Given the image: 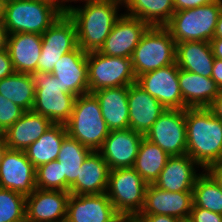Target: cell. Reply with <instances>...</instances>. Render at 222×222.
Wrapping results in <instances>:
<instances>
[{
    "label": "cell",
    "instance_id": "6da1fadb",
    "mask_svg": "<svg viewBox=\"0 0 222 222\" xmlns=\"http://www.w3.org/2000/svg\"><path fill=\"white\" fill-rule=\"evenodd\" d=\"M186 154L205 170L222 161V120L207 107L186 108Z\"/></svg>",
    "mask_w": 222,
    "mask_h": 222
},
{
    "label": "cell",
    "instance_id": "7a4b0ae2",
    "mask_svg": "<svg viewBox=\"0 0 222 222\" xmlns=\"http://www.w3.org/2000/svg\"><path fill=\"white\" fill-rule=\"evenodd\" d=\"M83 7H72L66 11L76 26L77 44L85 52L99 51L112 27L121 17L118 4L123 0H90Z\"/></svg>",
    "mask_w": 222,
    "mask_h": 222
},
{
    "label": "cell",
    "instance_id": "3957f363",
    "mask_svg": "<svg viewBox=\"0 0 222 222\" xmlns=\"http://www.w3.org/2000/svg\"><path fill=\"white\" fill-rule=\"evenodd\" d=\"M63 13L54 0H9L0 6L8 34H43Z\"/></svg>",
    "mask_w": 222,
    "mask_h": 222
},
{
    "label": "cell",
    "instance_id": "277c9868",
    "mask_svg": "<svg viewBox=\"0 0 222 222\" xmlns=\"http://www.w3.org/2000/svg\"><path fill=\"white\" fill-rule=\"evenodd\" d=\"M65 126L70 137L92 151H98L110 133L99 100L93 93L76 97L71 117Z\"/></svg>",
    "mask_w": 222,
    "mask_h": 222
},
{
    "label": "cell",
    "instance_id": "5b68a950",
    "mask_svg": "<svg viewBox=\"0 0 222 222\" xmlns=\"http://www.w3.org/2000/svg\"><path fill=\"white\" fill-rule=\"evenodd\" d=\"M131 62L135 76L176 63V42L165 26H150L134 49Z\"/></svg>",
    "mask_w": 222,
    "mask_h": 222
},
{
    "label": "cell",
    "instance_id": "8992f818",
    "mask_svg": "<svg viewBox=\"0 0 222 222\" xmlns=\"http://www.w3.org/2000/svg\"><path fill=\"white\" fill-rule=\"evenodd\" d=\"M222 0L192 9L175 11L165 26L176 43L206 41L214 38Z\"/></svg>",
    "mask_w": 222,
    "mask_h": 222
},
{
    "label": "cell",
    "instance_id": "52a82bcc",
    "mask_svg": "<svg viewBox=\"0 0 222 222\" xmlns=\"http://www.w3.org/2000/svg\"><path fill=\"white\" fill-rule=\"evenodd\" d=\"M35 85L32 111L47 117L53 124H66L73 111L76 96L62 91V86L52 73L31 74Z\"/></svg>",
    "mask_w": 222,
    "mask_h": 222
},
{
    "label": "cell",
    "instance_id": "ba28073f",
    "mask_svg": "<svg viewBox=\"0 0 222 222\" xmlns=\"http://www.w3.org/2000/svg\"><path fill=\"white\" fill-rule=\"evenodd\" d=\"M148 184L133 167L109 171L106 194L119 215H139Z\"/></svg>",
    "mask_w": 222,
    "mask_h": 222
},
{
    "label": "cell",
    "instance_id": "9c48e42d",
    "mask_svg": "<svg viewBox=\"0 0 222 222\" xmlns=\"http://www.w3.org/2000/svg\"><path fill=\"white\" fill-rule=\"evenodd\" d=\"M87 70L89 93L136 83L131 58L103 55L99 51L88 52Z\"/></svg>",
    "mask_w": 222,
    "mask_h": 222
},
{
    "label": "cell",
    "instance_id": "30bf717a",
    "mask_svg": "<svg viewBox=\"0 0 222 222\" xmlns=\"http://www.w3.org/2000/svg\"><path fill=\"white\" fill-rule=\"evenodd\" d=\"M37 72L52 73L55 63L77 46L76 26L64 12L43 34Z\"/></svg>",
    "mask_w": 222,
    "mask_h": 222
},
{
    "label": "cell",
    "instance_id": "8fae6325",
    "mask_svg": "<svg viewBox=\"0 0 222 222\" xmlns=\"http://www.w3.org/2000/svg\"><path fill=\"white\" fill-rule=\"evenodd\" d=\"M169 156L186 154L187 132L185 109H166L145 135Z\"/></svg>",
    "mask_w": 222,
    "mask_h": 222
},
{
    "label": "cell",
    "instance_id": "7c38bea8",
    "mask_svg": "<svg viewBox=\"0 0 222 222\" xmlns=\"http://www.w3.org/2000/svg\"><path fill=\"white\" fill-rule=\"evenodd\" d=\"M176 63L136 77V84L157 99L166 109H186L179 86Z\"/></svg>",
    "mask_w": 222,
    "mask_h": 222
},
{
    "label": "cell",
    "instance_id": "4fadbf2b",
    "mask_svg": "<svg viewBox=\"0 0 222 222\" xmlns=\"http://www.w3.org/2000/svg\"><path fill=\"white\" fill-rule=\"evenodd\" d=\"M0 188L16 191L25 197L36 189V168L25 151L7 149L0 163Z\"/></svg>",
    "mask_w": 222,
    "mask_h": 222
},
{
    "label": "cell",
    "instance_id": "5bb4252c",
    "mask_svg": "<svg viewBox=\"0 0 222 222\" xmlns=\"http://www.w3.org/2000/svg\"><path fill=\"white\" fill-rule=\"evenodd\" d=\"M149 27L139 18L121 14L99 52L108 56L131 58L134 49Z\"/></svg>",
    "mask_w": 222,
    "mask_h": 222
},
{
    "label": "cell",
    "instance_id": "9a60e30c",
    "mask_svg": "<svg viewBox=\"0 0 222 222\" xmlns=\"http://www.w3.org/2000/svg\"><path fill=\"white\" fill-rule=\"evenodd\" d=\"M145 136L130 128L110 131L98 152L110 170L133 167Z\"/></svg>",
    "mask_w": 222,
    "mask_h": 222
},
{
    "label": "cell",
    "instance_id": "2e32d148",
    "mask_svg": "<svg viewBox=\"0 0 222 222\" xmlns=\"http://www.w3.org/2000/svg\"><path fill=\"white\" fill-rule=\"evenodd\" d=\"M192 206L193 192H169L148 184L144 207L139 215L160 214L187 220Z\"/></svg>",
    "mask_w": 222,
    "mask_h": 222
},
{
    "label": "cell",
    "instance_id": "e0dca14e",
    "mask_svg": "<svg viewBox=\"0 0 222 222\" xmlns=\"http://www.w3.org/2000/svg\"><path fill=\"white\" fill-rule=\"evenodd\" d=\"M69 196L67 191L36 188L26 196V221L65 222Z\"/></svg>",
    "mask_w": 222,
    "mask_h": 222
},
{
    "label": "cell",
    "instance_id": "ac0fdd59",
    "mask_svg": "<svg viewBox=\"0 0 222 222\" xmlns=\"http://www.w3.org/2000/svg\"><path fill=\"white\" fill-rule=\"evenodd\" d=\"M87 57L88 53L77 46L55 63L52 74L58 79L63 92L76 97L89 93Z\"/></svg>",
    "mask_w": 222,
    "mask_h": 222
},
{
    "label": "cell",
    "instance_id": "d6986e66",
    "mask_svg": "<svg viewBox=\"0 0 222 222\" xmlns=\"http://www.w3.org/2000/svg\"><path fill=\"white\" fill-rule=\"evenodd\" d=\"M118 216L106 193L70 194L65 222H113Z\"/></svg>",
    "mask_w": 222,
    "mask_h": 222
},
{
    "label": "cell",
    "instance_id": "ffe728a7",
    "mask_svg": "<svg viewBox=\"0 0 222 222\" xmlns=\"http://www.w3.org/2000/svg\"><path fill=\"white\" fill-rule=\"evenodd\" d=\"M128 105L129 128L144 136L166 110L157 99L136 83L129 85Z\"/></svg>",
    "mask_w": 222,
    "mask_h": 222
},
{
    "label": "cell",
    "instance_id": "44dd1931",
    "mask_svg": "<svg viewBox=\"0 0 222 222\" xmlns=\"http://www.w3.org/2000/svg\"><path fill=\"white\" fill-rule=\"evenodd\" d=\"M195 165L187 154L170 156L154 185L169 192H193L197 177Z\"/></svg>",
    "mask_w": 222,
    "mask_h": 222
},
{
    "label": "cell",
    "instance_id": "7402d4cb",
    "mask_svg": "<svg viewBox=\"0 0 222 222\" xmlns=\"http://www.w3.org/2000/svg\"><path fill=\"white\" fill-rule=\"evenodd\" d=\"M109 167L98 151H92L81 165L76 181L70 186L69 193L92 195L106 193Z\"/></svg>",
    "mask_w": 222,
    "mask_h": 222
},
{
    "label": "cell",
    "instance_id": "603a6c76",
    "mask_svg": "<svg viewBox=\"0 0 222 222\" xmlns=\"http://www.w3.org/2000/svg\"><path fill=\"white\" fill-rule=\"evenodd\" d=\"M53 123L45 116L34 111H25L24 114L2 135L8 149L25 151L37 141Z\"/></svg>",
    "mask_w": 222,
    "mask_h": 222
},
{
    "label": "cell",
    "instance_id": "cb8c5ba5",
    "mask_svg": "<svg viewBox=\"0 0 222 222\" xmlns=\"http://www.w3.org/2000/svg\"><path fill=\"white\" fill-rule=\"evenodd\" d=\"M42 50V37L37 33H14L8 35L7 51L15 72H37Z\"/></svg>",
    "mask_w": 222,
    "mask_h": 222
},
{
    "label": "cell",
    "instance_id": "d4e9b609",
    "mask_svg": "<svg viewBox=\"0 0 222 222\" xmlns=\"http://www.w3.org/2000/svg\"><path fill=\"white\" fill-rule=\"evenodd\" d=\"M129 86L103 88L93 92L99 100L103 118L110 131L129 128Z\"/></svg>",
    "mask_w": 222,
    "mask_h": 222
},
{
    "label": "cell",
    "instance_id": "484cf974",
    "mask_svg": "<svg viewBox=\"0 0 222 222\" xmlns=\"http://www.w3.org/2000/svg\"><path fill=\"white\" fill-rule=\"evenodd\" d=\"M214 59L210 42L176 43V64L179 69L211 78Z\"/></svg>",
    "mask_w": 222,
    "mask_h": 222
},
{
    "label": "cell",
    "instance_id": "4316f807",
    "mask_svg": "<svg viewBox=\"0 0 222 222\" xmlns=\"http://www.w3.org/2000/svg\"><path fill=\"white\" fill-rule=\"evenodd\" d=\"M179 86L187 108L208 107L220 94V87L212 78L179 69Z\"/></svg>",
    "mask_w": 222,
    "mask_h": 222
},
{
    "label": "cell",
    "instance_id": "83f0119b",
    "mask_svg": "<svg viewBox=\"0 0 222 222\" xmlns=\"http://www.w3.org/2000/svg\"><path fill=\"white\" fill-rule=\"evenodd\" d=\"M91 152V149L77 139L69 135L64 138L57 157L62 170V191L69 192L70 186L78 177L81 165Z\"/></svg>",
    "mask_w": 222,
    "mask_h": 222
},
{
    "label": "cell",
    "instance_id": "f1b7e54d",
    "mask_svg": "<svg viewBox=\"0 0 222 222\" xmlns=\"http://www.w3.org/2000/svg\"><path fill=\"white\" fill-rule=\"evenodd\" d=\"M68 135L64 124H53L25 153L35 168L57 160L61 144Z\"/></svg>",
    "mask_w": 222,
    "mask_h": 222
},
{
    "label": "cell",
    "instance_id": "f546056e",
    "mask_svg": "<svg viewBox=\"0 0 222 222\" xmlns=\"http://www.w3.org/2000/svg\"><path fill=\"white\" fill-rule=\"evenodd\" d=\"M126 15L139 18L149 26H166L175 12L174 0H123Z\"/></svg>",
    "mask_w": 222,
    "mask_h": 222
},
{
    "label": "cell",
    "instance_id": "4dcf8cb0",
    "mask_svg": "<svg viewBox=\"0 0 222 222\" xmlns=\"http://www.w3.org/2000/svg\"><path fill=\"white\" fill-rule=\"evenodd\" d=\"M169 157L158 145L144 137L133 168L147 184H154Z\"/></svg>",
    "mask_w": 222,
    "mask_h": 222
},
{
    "label": "cell",
    "instance_id": "1f68e13d",
    "mask_svg": "<svg viewBox=\"0 0 222 222\" xmlns=\"http://www.w3.org/2000/svg\"><path fill=\"white\" fill-rule=\"evenodd\" d=\"M0 94L25 111H31L35 100V85L32 75L14 72L1 79Z\"/></svg>",
    "mask_w": 222,
    "mask_h": 222
},
{
    "label": "cell",
    "instance_id": "d6a6232c",
    "mask_svg": "<svg viewBox=\"0 0 222 222\" xmlns=\"http://www.w3.org/2000/svg\"><path fill=\"white\" fill-rule=\"evenodd\" d=\"M193 206L222 214V189L205 170L200 174L193 187Z\"/></svg>",
    "mask_w": 222,
    "mask_h": 222
},
{
    "label": "cell",
    "instance_id": "836d02e7",
    "mask_svg": "<svg viewBox=\"0 0 222 222\" xmlns=\"http://www.w3.org/2000/svg\"><path fill=\"white\" fill-rule=\"evenodd\" d=\"M26 221V197L0 188V222Z\"/></svg>",
    "mask_w": 222,
    "mask_h": 222
},
{
    "label": "cell",
    "instance_id": "e575fe53",
    "mask_svg": "<svg viewBox=\"0 0 222 222\" xmlns=\"http://www.w3.org/2000/svg\"><path fill=\"white\" fill-rule=\"evenodd\" d=\"M36 188L62 191V170L58 160H53L36 168Z\"/></svg>",
    "mask_w": 222,
    "mask_h": 222
},
{
    "label": "cell",
    "instance_id": "d590c367",
    "mask_svg": "<svg viewBox=\"0 0 222 222\" xmlns=\"http://www.w3.org/2000/svg\"><path fill=\"white\" fill-rule=\"evenodd\" d=\"M24 112V109L0 94V134L11 127Z\"/></svg>",
    "mask_w": 222,
    "mask_h": 222
},
{
    "label": "cell",
    "instance_id": "8d00e7d4",
    "mask_svg": "<svg viewBox=\"0 0 222 222\" xmlns=\"http://www.w3.org/2000/svg\"><path fill=\"white\" fill-rule=\"evenodd\" d=\"M188 220L190 222H222V214L200 207H192Z\"/></svg>",
    "mask_w": 222,
    "mask_h": 222
},
{
    "label": "cell",
    "instance_id": "74e56055",
    "mask_svg": "<svg viewBox=\"0 0 222 222\" xmlns=\"http://www.w3.org/2000/svg\"><path fill=\"white\" fill-rule=\"evenodd\" d=\"M15 72L7 49L0 50V80Z\"/></svg>",
    "mask_w": 222,
    "mask_h": 222
},
{
    "label": "cell",
    "instance_id": "f35d334b",
    "mask_svg": "<svg viewBox=\"0 0 222 222\" xmlns=\"http://www.w3.org/2000/svg\"><path fill=\"white\" fill-rule=\"evenodd\" d=\"M218 1L219 0H174V7L175 11H180L208 5Z\"/></svg>",
    "mask_w": 222,
    "mask_h": 222
},
{
    "label": "cell",
    "instance_id": "ab89813d",
    "mask_svg": "<svg viewBox=\"0 0 222 222\" xmlns=\"http://www.w3.org/2000/svg\"><path fill=\"white\" fill-rule=\"evenodd\" d=\"M141 222H180V219H177L172 216L167 215H138Z\"/></svg>",
    "mask_w": 222,
    "mask_h": 222
},
{
    "label": "cell",
    "instance_id": "60d3db41",
    "mask_svg": "<svg viewBox=\"0 0 222 222\" xmlns=\"http://www.w3.org/2000/svg\"><path fill=\"white\" fill-rule=\"evenodd\" d=\"M211 78L222 90V60L221 59H217V58L214 59Z\"/></svg>",
    "mask_w": 222,
    "mask_h": 222
},
{
    "label": "cell",
    "instance_id": "b9f144b4",
    "mask_svg": "<svg viewBox=\"0 0 222 222\" xmlns=\"http://www.w3.org/2000/svg\"><path fill=\"white\" fill-rule=\"evenodd\" d=\"M206 171L214 178L222 189V161L212 164L206 169Z\"/></svg>",
    "mask_w": 222,
    "mask_h": 222
},
{
    "label": "cell",
    "instance_id": "7bdbcfd3",
    "mask_svg": "<svg viewBox=\"0 0 222 222\" xmlns=\"http://www.w3.org/2000/svg\"><path fill=\"white\" fill-rule=\"evenodd\" d=\"M207 108L213 115L222 120V90Z\"/></svg>",
    "mask_w": 222,
    "mask_h": 222
},
{
    "label": "cell",
    "instance_id": "ee69618b",
    "mask_svg": "<svg viewBox=\"0 0 222 222\" xmlns=\"http://www.w3.org/2000/svg\"><path fill=\"white\" fill-rule=\"evenodd\" d=\"M214 58L222 60V38H213L210 41Z\"/></svg>",
    "mask_w": 222,
    "mask_h": 222
},
{
    "label": "cell",
    "instance_id": "f6af8a7d",
    "mask_svg": "<svg viewBox=\"0 0 222 222\" xmlns=\"http://www.w3.org/2000/svg\"><path fill=\"white\" fill-rule=\"evenodd\" d=\"M8 35V31L0 18V50L7 49Z\"/></svg>",
    "mask_w": 222,
    "mask_h": 222
},
{
    "label": "cell",
    "instance_id": "bcb514c9",
    "mask_svg": "<svg viewBox=\"0 0 222 222\" xmlns=\"http://www.w3.org/2000/svg\"><path fill=\"white\" fill-rule=\"evenodd\" d=\"M113 222H141L138 215H119Z\"/></svg>",
    "mask_w": 222,
    "mask_h": 222
},
{
    "label": "cell",
    "instance_id": "7dc6e473",
    "mask_svg": "<svg viewBox=\"0 0 222 222\" xmlns=\"http://www.w3.org/2000/svg\"><path fill=\"white\" fill-rule=\"evenodd\" d=\"M214 38H222V9L218 17Z\"/></svg>",
    "mask_w": 222,
    "mask_h": 222
},
{
    "label": "cell",
    "instance_id": "c3c4849f",
    "mask_svg": "<svg viewBox=\"0 0 222 222\" xmlns=\"http://www.w3.org/2000/svg\"><path fill=\"white\" fill-rule=\"evenodd\" d=\"M8 145L6 144V140L2 134H0V163L2 162V158L4 153L7 151Z\"/></svg>",
    "mask_w": 222,
    "mask_h": 222
},
{
    "label": "cell",
    "instance_id": "681fc988",
    "mask_svg": "<svg viewBox=\"0 0 222 222\" xmlns=\"http://www.w3.org/2000/svg\"><path fill=\"white\" fill-rule=\"evenodd\" d=\"M55 1V3L64 11V12H66L68 9H69V6L70 5H66L65 4V2H68V1H76V0H54ZM77 1H79V0H77ZM82 1V0H81ZM84 1H90V0H84ZM65 4H63V3Z\"/></svg>",
    "mask_w": 222,
    "mask_h": 222
},
{
    "label": "cell",
    "instance_id": "f907efd6",
    "mask_svg": "<svg viewBox=\"0 0 222 222\" xmlns=\"http://www.w3.org/2000/svg\"><path fill=\"white\" fill-rule=\"evenodd\" d=\"M9 0H0V6L2 5V4H4L5 2H8Z\"/></svg>",
    "mask_w": 222,
    "mask_h": 222
},
{
    "label": "cell",
    "instance_id": "816d5d0a",
    "mask_svg": "<svg viewBox=\"0 0 222 222\" xmlns=\"http://www.w3.org/2000/svg\"><path fill=\"white\" fill-rule=\"evenodd\" d=\"M180 222H190V221L187 219V220H181Z\"/></svg>",
    "mask_w": 222,
    "mask_h": 222
}]
</instances>
